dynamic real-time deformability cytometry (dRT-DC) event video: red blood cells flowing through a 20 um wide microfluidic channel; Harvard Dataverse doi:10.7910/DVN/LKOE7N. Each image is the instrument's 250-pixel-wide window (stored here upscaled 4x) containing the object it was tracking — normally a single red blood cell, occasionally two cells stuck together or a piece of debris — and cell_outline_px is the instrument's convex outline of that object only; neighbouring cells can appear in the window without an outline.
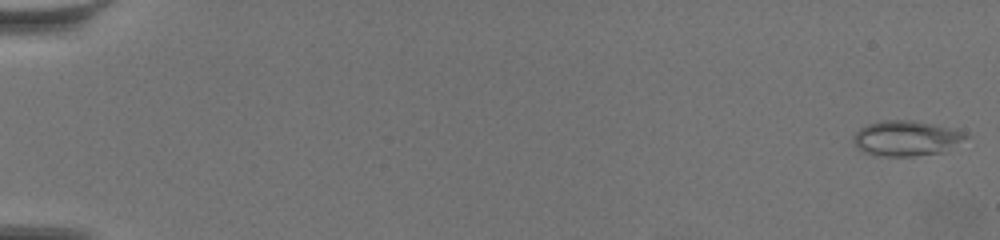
{"species": "common noctule bat (a hibernating species)", "species_latin": "Nyctalus noctula", "temperature_condition": "warm", "stored_images_in_passage": 62, "camera_frame_rate_fps": 3000, "um_per_image_px": 0.085, "animal": {"sex": "female", "body_mass_g": 19.5, "forearm_length_mm": 54.1}, "frame": {"image": 1, "passage_image": 1, "time_ms": 0.0, "image_size_px": [1000, 240], "cell_outline_px": [[968, 136], [944, 152], [912, 156], [872, 156], [856, 148], [852, 140], [852, 136], [860, 128], [868, 124], [884, 120], [912, 120], [956, 128], [964, 132]], "centroid_in_image_um": [76.99, 11.75], "position_along_channel_um": 8.0, "area_um2": 23.29}}
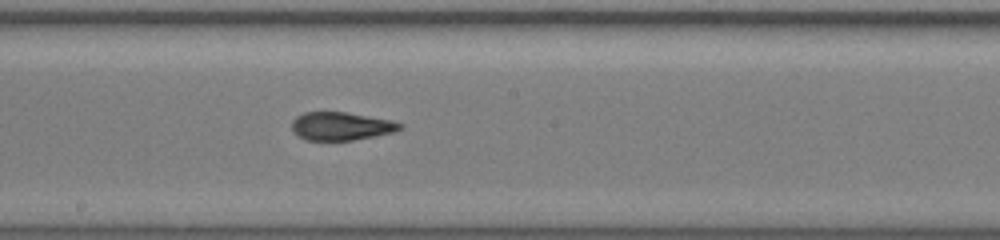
{"frame": {"image": 2, "passage_image": 36, "time_ms": 11.667, "image_size_px": [1000, 240], "cell_outline_px": [[404, 128], [396, 132], [376, 136], [352, 140], [304, 140], [296, 136], [292, 132], [292, 120], [296, 116], [304, 112], [344, 112], [392, 120], [404, 124]], "centroid_in_image_um": [29.0, 10.73], "position_along_channel_um": 219.2, "area_um2": 18.03}}
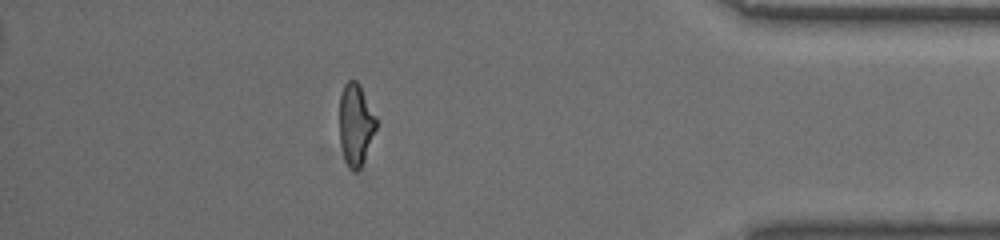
{"frame": {"image": 3, "passage_image": 55, "time_ms": 18.0, "image_size_px": [1000, 240], "cell_outline_px": [[376, 128], [364, 160], [360, 168], [356, 172], [344, 160], [340, 144], [340, 96], [344, 84], [348, 80], [356, 80], [360, 84], [376, 116]], "centroid_in_image_um": [30.23, 10.55], "position_along_channel_um": 405.0, "area_um2": 17.4}, "authors_computed_cell_mechanics": {"area_um2": 18.4382, "velocity_mm_per_s": 3.4764, "shape_relaxation_time_tau1_ms": null, "shape_relaxation_time_tau2_ms": 1.5925, "deformation_change_tau1": null, "deformation_change_tau2": 0.086}}